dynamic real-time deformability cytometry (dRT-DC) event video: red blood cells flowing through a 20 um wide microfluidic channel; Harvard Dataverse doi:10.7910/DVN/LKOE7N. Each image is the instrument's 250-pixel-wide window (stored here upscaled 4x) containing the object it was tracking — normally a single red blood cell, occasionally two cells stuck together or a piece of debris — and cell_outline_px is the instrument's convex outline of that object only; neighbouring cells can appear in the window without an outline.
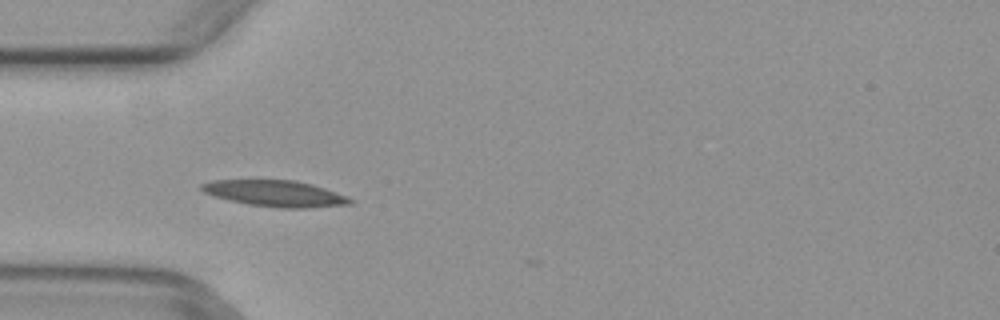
{"species": "common noctule bat (a hibernating species)", "species_latin": "Nyctalus noctula", "temperature_condition": "warm", "stored_images_in_passage": 6, "camera_frame_rate_fps": 3000, "um_per_image_px": 0.085, "animal": {"sex": "female", "body_mass_g": 29.2, "forearm_length_mm": 56.3}, "frame": {"image": 1, "passage_image": 5, "time_ms": 1.333, "image_size_px": [1000, 320], "cell_outline_px": [[356, 200], [352, 204], [308, 208], [280, 208], [248, 204], [228, 200], [212, 196], [204, 192], [200, 188], [200, 184], [212, 180], [296, 180], [312, 184], [348, 196]], "centroid_in_image_um": [23.42, 16.45], "position_along_channel_um": 61.6, "area_um2": 22.89}}
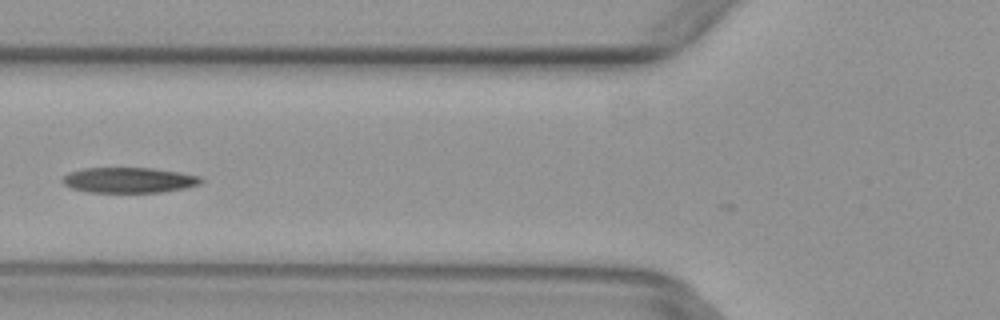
{"frame": {"image": 2, "passage_image": 6, "time_ms": 1.667, "image_size_px": [1000, 320], "cell_outline_px": [[204, 180], [200, 184], [184, 188], [160, 192], [88, 192], [72, 188], [64, 184], [60, 180], [68, 172], [84, 168], [152, 168], [180, 172], [200, 176]], "centroid_in_image_um": [10.95, 15.3], "position_along_channel_um": 114.8, "area_um2": 20.52}}